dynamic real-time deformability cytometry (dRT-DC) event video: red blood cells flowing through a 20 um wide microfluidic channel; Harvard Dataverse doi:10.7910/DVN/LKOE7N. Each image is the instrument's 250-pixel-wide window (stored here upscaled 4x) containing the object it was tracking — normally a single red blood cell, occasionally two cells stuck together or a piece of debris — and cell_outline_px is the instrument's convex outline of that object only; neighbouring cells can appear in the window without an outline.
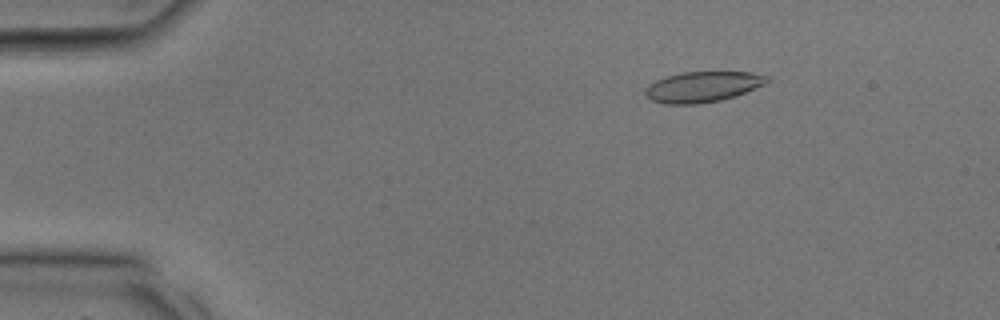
{"species": "common noctule bat (a hibernating species)", "species_latin": "Nyctalus noctula", "temperature_condition": "room temperature", "stored_images_in_passage": 14, "camera_frame_rate_fps": 3000, "um_per_image_px": 0.085, "animal": {"sex": "male", "body_mass_g": 17.9, "forearm_length_mm": 54.2}, "frame": {"image": 1, "passage_image": 5, "time_ms": 1.333, "image_size_px": [1000, 320], "cell_outline_px": [[768, 84], [736, 96], [720, 100], [696, 104], [664, 104], [652, 100], [644, 96], [644, 88], [648, 84], [656, 80], [680, 72], [752, 72], [768, 76]], "centroid_in_image_um": [59.73, 7.38], "position_along_channel_um": 25.3, "area_um2": 21.96}}
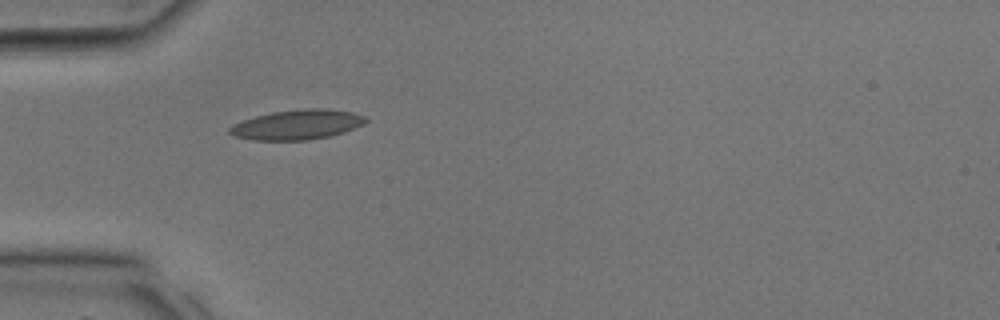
{"frame": {"image": 2, "passage_image": 10, "time_ms": 3.0, "image_size_px": [1000, 320], "cell_outline_px": [[368, 120], [364, 124], [344, 132], [328, 136], [308, 140], [252, 140], [232, 136], [228, 132], [228, 128], [232, 124], [256, 116], [272, 112], [304, 108], [328, 108], [352, 112], [364, 116]], "centroid_in_image_um": [25.24, 10.59], "position_along_channel_um": 59.8, "area_um2": 23.76}}
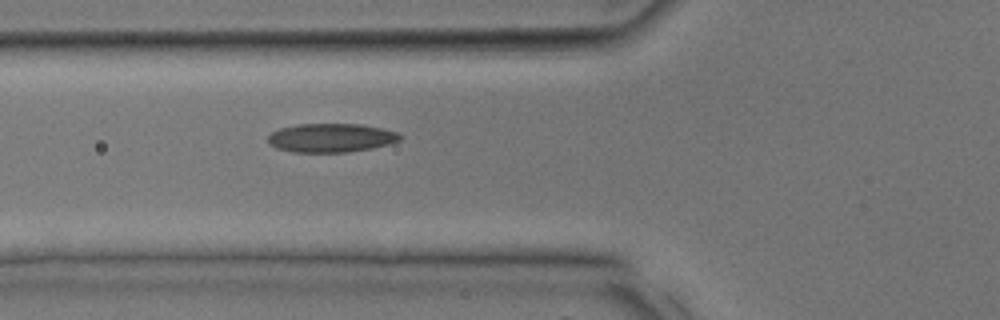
{"frame": {"image": 3, "passage_image": 12, "time_ms": 3.667, "image_size_px": [1000, 320], "cell_outline_px": [[404, 136], [400, 140], [388, 144], [372, 148], [348, 152], [292, 152], [276, 148], [268, 144], [268, 136], [272, 132], [280, 128], [296, 124], [360, 124], [380, 128], [396, 132]], "centroid_in_image_um": [28.12, 11.72], "position_along_channel_um": 97.7, "area_um2": 22.2}}